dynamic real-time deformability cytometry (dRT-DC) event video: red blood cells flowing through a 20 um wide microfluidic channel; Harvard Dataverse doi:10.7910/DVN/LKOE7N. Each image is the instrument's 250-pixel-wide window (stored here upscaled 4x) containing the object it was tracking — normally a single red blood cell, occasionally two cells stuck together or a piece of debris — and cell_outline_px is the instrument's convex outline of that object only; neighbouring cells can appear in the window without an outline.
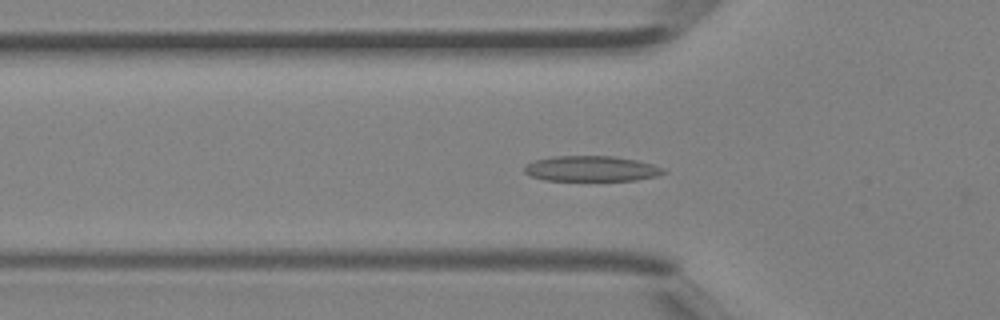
{"species": "Egyptian fruit bat (a non-hibernating species)", "species_latin": "Rousettus aegyptiacus", "temperature_condition": "room temperature", "stored_images_in_passage": 41, "camera_frame_rate_fps": 3000, "um_per_image_px": 0.085, "animal": {"sex": "female"}, "frame": {"image": 1, "passage_image": 13, "time_ms": 4.0, "image_size_px": [1000, 320], "cell_outline_px": [[668, 172], [656, 176], [636, 180], [544, 180], [532, 176], [524, 172], [524, 168], [532, 160], [556, 156], [612, 156], [636, 160], [652, 164], [664, 168]], "centroid_in_image_um": [50.28, 14.33], "position_along_channel_um": 75.5, "area_um2": 20.52}}
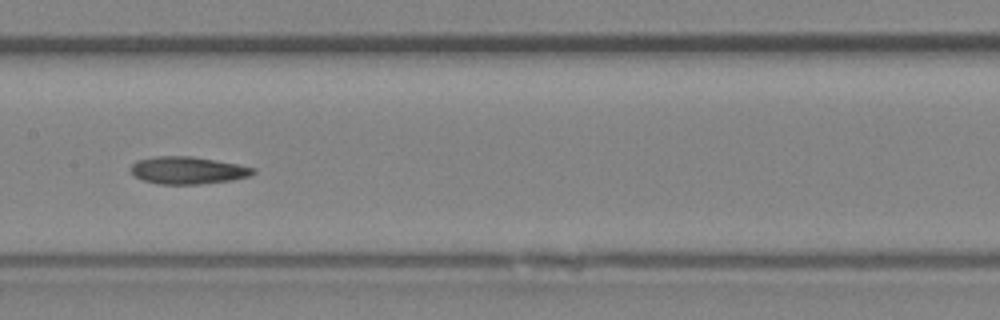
{"frame": {"image": 2, "passage_image": 20, "time_ms": 6.333, "image_size_px": [1000, 320], "cell_outline_px": [[256, 172], [248, 176], [232, 180], [200, 184], [160, 184], [144, 180], [136, 176], [132, 172], [132, 164], [136, 160], [156, 156], [192, 156], [236, 164], [256, 168]], "centroid_in_image_um": [15.97, 14.47], "position_along_channel_um": 191.4, "area_um2": 19.31}}
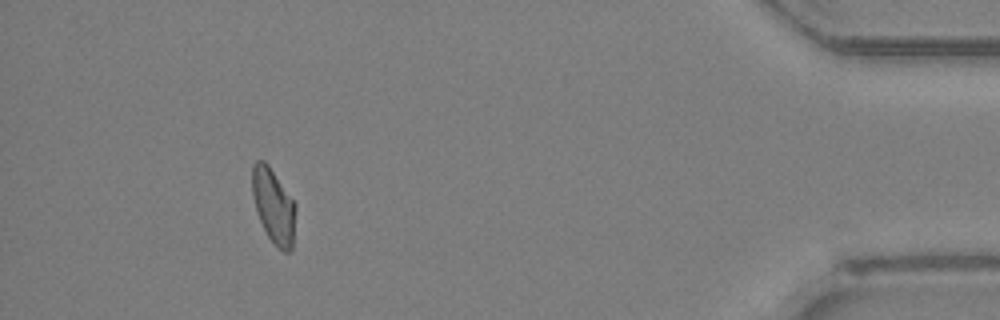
{"frame": {"image": 3, "passage_image": 37, "time_ms": 12.0, "image_size_px": [1000, 320], "cell_outline_px": [[296, 208], [292, 248], [288, 252], [284, 252], [268, 236], [260, 220], [252, 196], [252, 164], [256, 160], [264, 160], [268, 164], [296, 204]], "centroid_in_image_um": [23.25, 17.46], "position_along_channel_um": 412.0, "area_um2": 18.67}}